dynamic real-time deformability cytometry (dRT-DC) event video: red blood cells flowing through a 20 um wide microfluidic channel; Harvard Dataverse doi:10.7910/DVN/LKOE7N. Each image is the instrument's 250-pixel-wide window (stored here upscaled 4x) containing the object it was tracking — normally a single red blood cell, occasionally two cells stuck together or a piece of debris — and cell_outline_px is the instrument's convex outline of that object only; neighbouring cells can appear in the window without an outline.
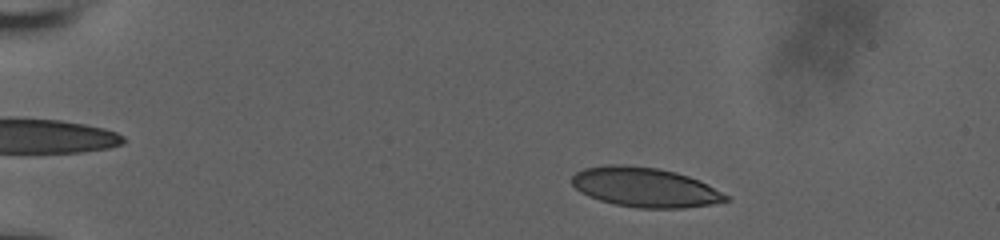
{"species": "human", "species_latin": "Homo sapiens", "temperature_condition": "room temperature", "stored_images_in_passage": 52, "camera_frame_rate_fps": 3000, "um_per_image_px": 0.085, "donor": {"sex": "male"}, "frame": {"image": 1, "passage_image": 7, "time_ms": 2.0, "image_size_px": [1000, 240], "cell_outline_px": [[728, 200], [712, 204], [684, 208], [640, 208], [616, 204], [600, 200], [588, 196], [580, 192], [572, 184], [572, 176], [576, 172], [584, 168], [604, 164], [620, 164], [660, 168], [676, 172], [700, 180], [728, 196]], "centroid_in_image_um": [54.79, 15.9], "position_along_channel_um": 30.2, "area_um2": 35.49}}
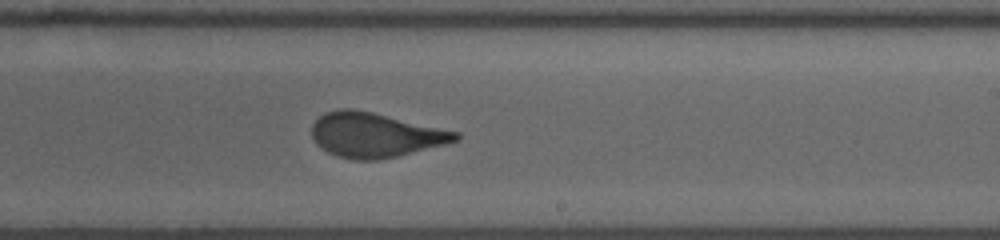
{"frame": {"image": 2, "passage_image": 32, "time_ms": 10.333, "image_size_px": [1000, 240], "cell_outline_px": [[460, 140], [380, 160], [352, 160], [336, 156], [320, 148], [316, 144], [312, 136], [312, 124], [324, 112], [340, 108], [352, 108], [372, 112], [460, 132]], "centroid_in_image_um": [31.85, 11.47], "position_along_channel_um": 257.1, "area_um2": 37.4}}
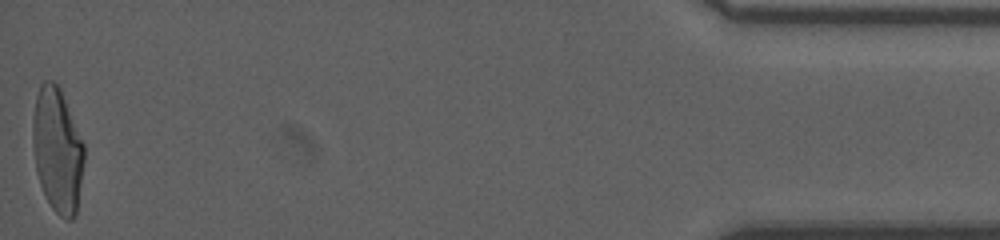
{"frame": {"image": 3, "passage_image": 52, "time_ms": 17.0, "image_size_px": [1000, 240], "cell_outline_px": [[84, 160], [76, 216], [72, 220], [64, 220], [52, 208], [40, 184], [36, 172], [32, 140], [32, 120], [36, 96], [40, 84], [44, 80], [52, 80], [60, 88], [84, 144]], "centroid_in_image_um": [4.87, 12.77], "position_along_channel_um": 430.3, "area_um2": 37.4}, "authors_computed_cell_mechanics": {"area_um2": 37.1943, "velocity_mm_per_s": 3.8522, "shape_relaxation_time_tau1_ms": null, "shape_relaxation_time_tau2_ms": 0.8145, "deformation_change_tau1": null, "deformation_change_tau2": 0.0607}}